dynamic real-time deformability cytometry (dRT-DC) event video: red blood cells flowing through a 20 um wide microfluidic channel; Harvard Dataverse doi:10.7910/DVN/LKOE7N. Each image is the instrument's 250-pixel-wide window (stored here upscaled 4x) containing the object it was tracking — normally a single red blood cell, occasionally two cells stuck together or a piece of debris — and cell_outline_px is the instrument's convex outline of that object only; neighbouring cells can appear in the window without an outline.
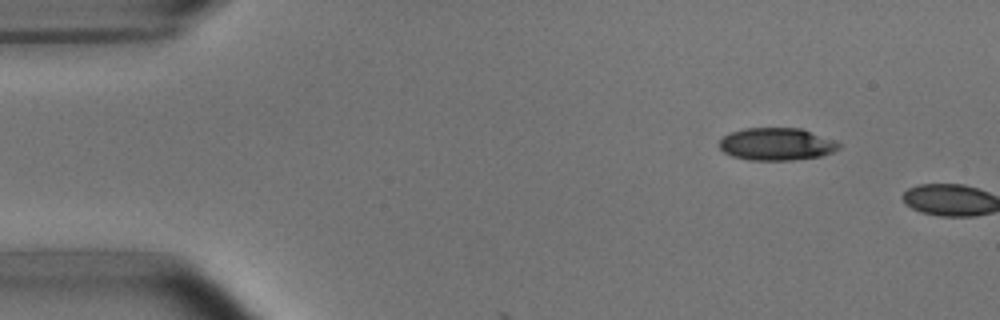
{"species": "common noctule bat (a hibernating species)", "species_latin": "Nyctalus noctula", "temperature_condition": "room temperature", "stored_images_in_passage": 3, "camera_frame_rate_fps": 3000, "um_per_image_px": 0.085, "animal": {"sex": "male", "body_mass_g": 15.6}, "frame": {"image": 1, "passage_image": 1, "time_ms": 0.0, "image_size_px": [1000, 320], "cell_outline_px": [[840, 148], [832, 152], [820, 156], [792, 160], [748, 160], [732, 156], [724, 152], [720, 148], [720, 140], [724, 136], [732, 132], [744, 128], [800, 128], [836, 140], [840, 144]], "centroid_in_image_um": [66.02, 12.25], "position_along_channel_um": 19.0, "area_um2": 22.6}}